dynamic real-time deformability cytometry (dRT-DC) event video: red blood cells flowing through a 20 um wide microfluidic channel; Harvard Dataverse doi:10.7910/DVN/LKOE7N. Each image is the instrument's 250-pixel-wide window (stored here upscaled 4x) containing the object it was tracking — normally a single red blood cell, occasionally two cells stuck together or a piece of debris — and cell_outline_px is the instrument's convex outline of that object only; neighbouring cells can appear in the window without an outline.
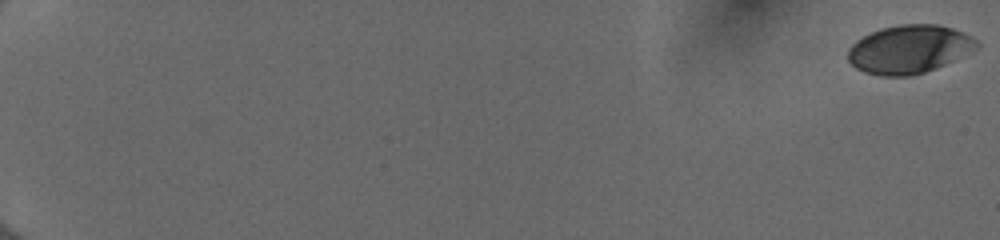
{"species": "human", "species_latin": "Homo sapiens", "temperature_condition": "cold", "stored_images_in_passage": 55, "camera_frame_rate_fps": 3000, "um_per_image_px": 0.085, "donor": {"sex": "female"}, "frame": {"image": 1, "passage_image": 1, "time_ms": 0.0, "image_size_px": [1000, 240], "cell_outline_px": [[980, 44], [976, 48], [944, 64], [924, 72], [912, 76], [884, 76], [864, 72], [856, 68], [848, 60], [848, 48], [856, 40], [872, 32], [884, 28], [900, 24], [936, 24], [952, 28], [972, 36]], "centroid_in_image_um": [77.25, 4.18], "position_along_channel_um": 7.7, "area_um2": 35.84}}
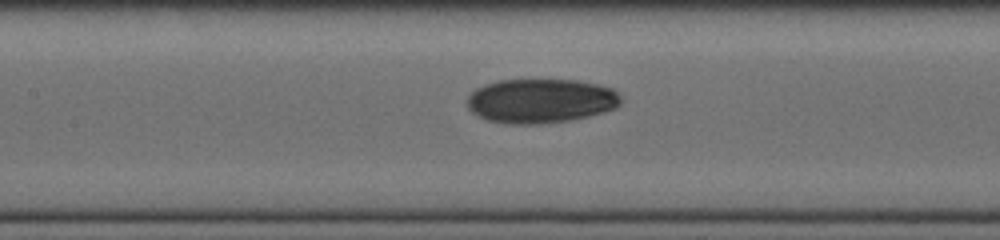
{"frame": {"image": 2, "passage_image": 30, "time_ms": 9.667, "image_size_px": [1000, 240], "cell_outline_px": [[624, 100], [616, 108], [604, 112], [572, 120], [540, 124], [508, 124], [488, 120], [472, 112], [468, 108], [468, 96], [476, 88], [484, 84], [500, 80], [576, 80], [596, 84], [612, 88]], "centroid_in_image_um": [45.98, 8.58], "position_along_channel_um": 161.4, "area_um2": 39.82}}
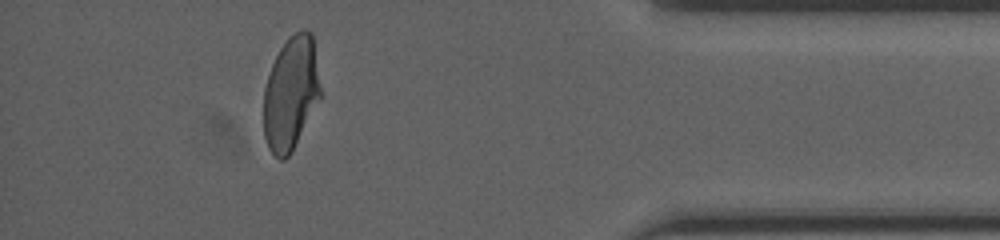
{"frame": {"image": 3, "passage_image": 51, "time_ms": 16.667, "image_size_px": [1000, 240], "cell_outline_px": [[320, 96], [292, 152], [284, 160], [280, 160], [268, 148], [264, 136], [264, 88], [272, 64], [280, 48], [288, 36], [304, 28], [312, 32], [320, 88]], "centroid_in_image_um": [24.7, 7.92], "position_along_channel_um": 410.5, "area_um2": 37.22}, "authors_computed_cell_mechanics": {"area_um2": 37.9746, "velocity_mm_per_s": 3.9996, "shape_relaxation_time_tau1_ms": 4.1757, "shape_relaxation_time_tau2_ms": 2.2962, "deformation_change_tau1": 0.1488, "deformation_change_tau2": 0.0569}}